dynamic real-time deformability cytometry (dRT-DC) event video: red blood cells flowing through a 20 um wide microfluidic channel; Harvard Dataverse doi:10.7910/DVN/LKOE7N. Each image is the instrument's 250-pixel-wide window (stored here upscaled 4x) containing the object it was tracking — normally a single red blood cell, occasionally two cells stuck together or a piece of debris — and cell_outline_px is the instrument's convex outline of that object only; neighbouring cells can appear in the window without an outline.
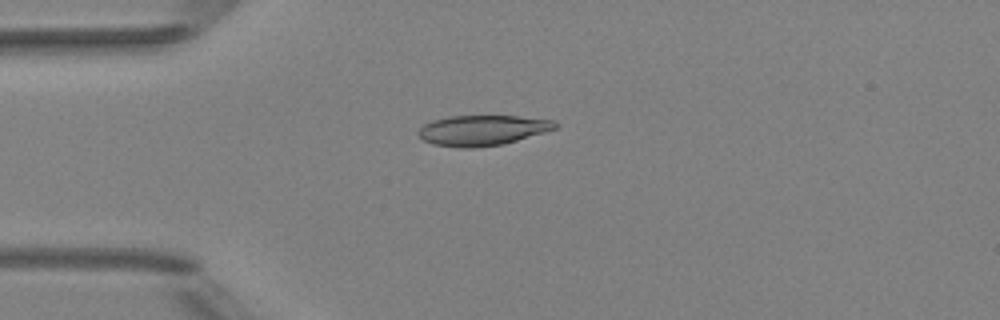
{"species": "Egyptian fruit bat (a non-hibernating species)", "species_latin": "Rousettus aegyptiacus", "temperature_condition": "room temperature", "stored_images_in_passage": 2, "camera_frame_rate_fps": 3000, "um_per_image_px": 0.085, "animal": {"sex": "female"}, "frame": {"image": 1, "passage_image": 2, "time_ms": 1.0, "image_size_px": [1000, 320], "cell_outline_px": [[556, 128], [544, 132], [504, 144], [472, 148], [460, 148], [432, 144], [424, 140], [416, 132], [424, 124], [432, 120], [448, 116], [516, 116], [552, 120], [556, 124]], "centroid_in_image_um": [40.95, 11.08], "position_along_channel_um": 44.1, "area_um2": 24.04}}